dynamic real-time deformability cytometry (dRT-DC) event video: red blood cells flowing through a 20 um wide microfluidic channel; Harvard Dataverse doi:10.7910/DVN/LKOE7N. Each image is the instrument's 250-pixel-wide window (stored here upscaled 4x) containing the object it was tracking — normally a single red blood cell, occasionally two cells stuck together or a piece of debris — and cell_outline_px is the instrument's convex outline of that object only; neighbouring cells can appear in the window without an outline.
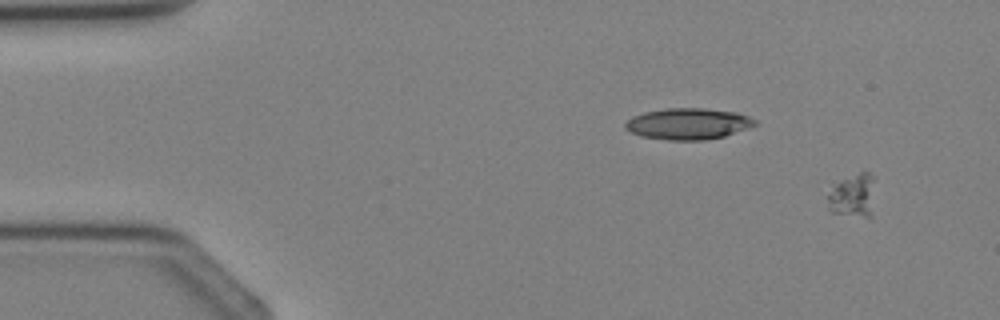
{"species": "Egyptian fruit bat (a non-hibernating species)", "species_latin": "Rousettus aegyptiacus", "temperature_condition": "cold", "stored_images_in_passage": 3, "camera_frame_rate_fps": 3000, "um_per_image_px": 0.085, "animal": {"sex": "female"}, "frame": {"image": 1, "passage_image": 1, "time_ms": 0.0, "image_size_px": [1000, 320], "cell_outline_px": [[872, 216], [864, 216], [828, 212], [828, 196], [832, 188], [836, 184], [860, 172], [868, 172], [872, 176]], "centroid_in_image_um": [72.46, 16.65], "position_along_channel_um": 12.5, "area_um2": 11.39}}